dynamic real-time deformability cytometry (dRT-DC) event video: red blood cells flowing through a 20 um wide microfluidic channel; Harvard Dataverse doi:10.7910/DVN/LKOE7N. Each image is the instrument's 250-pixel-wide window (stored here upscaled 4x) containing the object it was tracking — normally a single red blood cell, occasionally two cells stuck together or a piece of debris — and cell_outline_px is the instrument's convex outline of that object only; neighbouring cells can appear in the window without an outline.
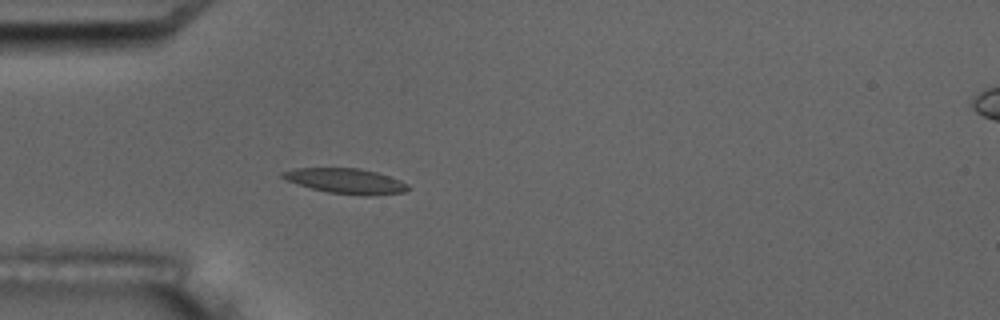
{"species": "common noctule bat (a hibernating species)", "species_latin": "Nyctalus noctula", "temperature_condition": "room temperature", "stored_images_in_passage": 5, "camera_frame_rate_fps": 3000, "um_per_image_px": 0.085, "animal": {"sex": "male", "body_mass_g": 17.5, "forearm_length_mm": 52.3}, "frame": {"image": 1, "passage_image": 5, "time_ms": 4.667, "image_size_px": [1000, 320], "cell_outline_px": [[408, 188], [404, 192], [368, 196], [364, 196], [328, 192], [312, 188], [288, 180], [280, 176], [280, 172], [296, 168], [360, 168], [376, 172], [400, 180], [408, 184]], "centroid_in_image_um": [29.41, 15.38], "position_along_channel_um": 55.6, "area_um2": 18.21}}